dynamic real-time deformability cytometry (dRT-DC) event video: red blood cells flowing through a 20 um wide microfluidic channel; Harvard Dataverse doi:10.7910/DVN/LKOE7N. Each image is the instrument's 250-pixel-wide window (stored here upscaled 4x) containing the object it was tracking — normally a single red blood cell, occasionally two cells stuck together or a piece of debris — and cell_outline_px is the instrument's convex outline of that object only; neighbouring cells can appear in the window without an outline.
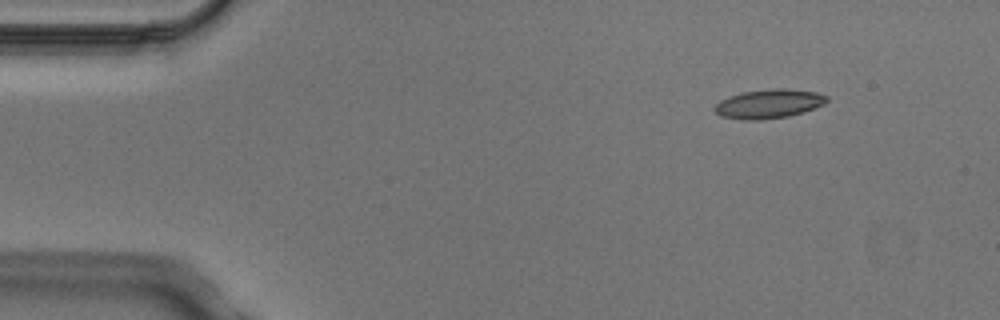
{"species": "Egyptian fruit bat (a non-hibernating species)", "species_latin": "Rousettus aegyptiacus", "temperature_condition": "cold", "stored_images_in_passage": 8, "camera_frame_rate_fps": 3000, "um_per_image_px": 0.085, "animal": {"sex": "male"}, "frame": {"image": 1, "passage_image": 2, "time_ms": 0.333, "image_size_px": [1000, 320], "cell_outline_px": [[828, 100], [824, 104], [804, 112], [788, 116], [760, 120], [744, 120], [720, 116], [712, 108], [720, 100], [728, 96], [744, 92], [776, 88], [784, 88], [816, 92], [828, 96]], "centroid_in_image_um": [65.34, 8.83], "position_along_channel_um": 19.7, "area_um2": 19.02}}
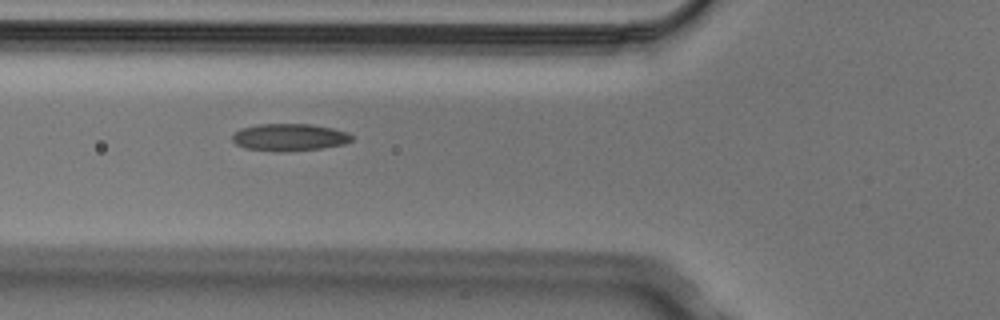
{"frame": {"image": 2, "passage_image": 5, "time_ms": 1.333, "image_size_px": [1000, 320], "cell_outline_px": [[352, 140], [344, 144], [320, 148], [280, 152], [276, 152], [244, 148], [236, 144], [232, 140], [232, 136], [240, 128], [256, 124], [312, 124], [332, 128], [348, 132], [352, 136]], "centroid_in_image_um": [24.57, 11.66], "position_along_channel_um": 101.2, "area_um2": 19.02}}
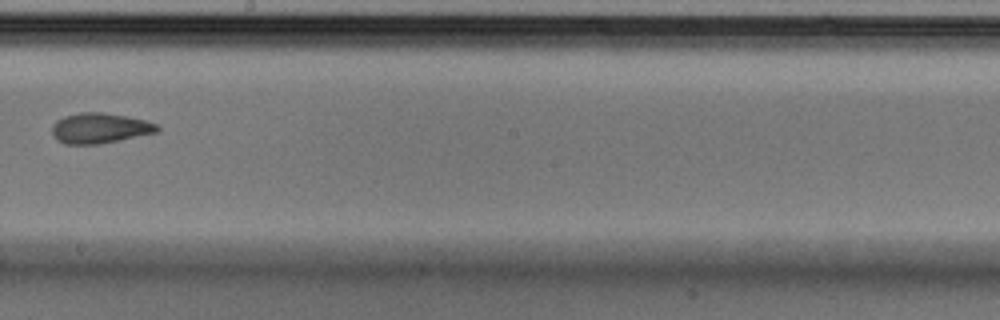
{"frame": {"image": 3, "passage_image": 8, "time_ms": 2.333, "image_size_px": [1000, 320], "cell_outline_px": [[160, 128], [156, 132], [120, 140], [100, 144], [64, 144], [56, 140], [52, 136], [52, 124], [56, 120], [64, 116], [80, 112], [104, 112], [144, 120], [156, 124]], "centroid_in_image_um": [8.42, 10.9], "position_along_channel_um": 239.8, "area_um2": 18.61}}